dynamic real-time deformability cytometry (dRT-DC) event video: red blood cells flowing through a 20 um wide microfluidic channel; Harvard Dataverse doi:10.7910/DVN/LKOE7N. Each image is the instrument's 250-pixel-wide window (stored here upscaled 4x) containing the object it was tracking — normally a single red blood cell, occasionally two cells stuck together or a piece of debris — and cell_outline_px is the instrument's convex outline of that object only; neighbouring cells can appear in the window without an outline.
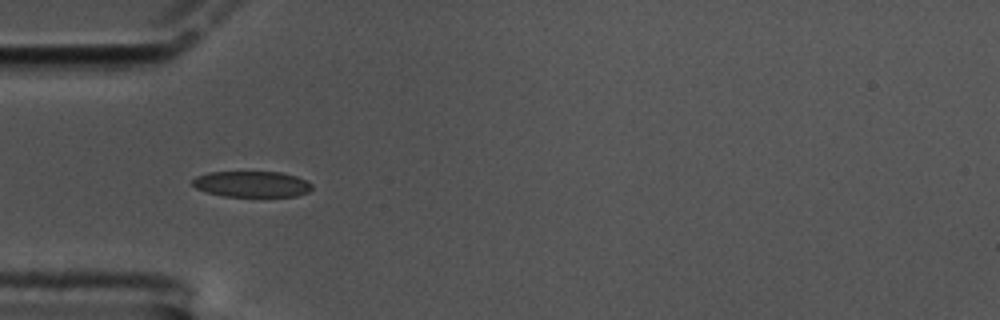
{"species": "common noctule bat (a hibernating species)", "species_latin": "Nyctalus noctula", "temperature_condition": "cold", "stored_images_in_passage": 43, "camera_frame_rate_fps": 3000, "um_per_image_px": 0.085, "animal": {"sex": "male", "body_mass_g": 17.5, "forearm_length_mm": 52.3}, "frame": {"image": 1, "passage_image": 1, "time_ms": 0.0, "image_size_px": [1000, 320], "cell_outline_px": [[312, 188], [308, 192], [296, 196], [224, 196], [208, 192], [196, 188], [192, 184], [192, 180], [196, 176], [208, 172], [280, 172], [296, 176], [312, 184]], "centroid_in_image_um": [21.39, 15.64], "position_along_channel_um": 63.6, "area_um2": 17.92}}
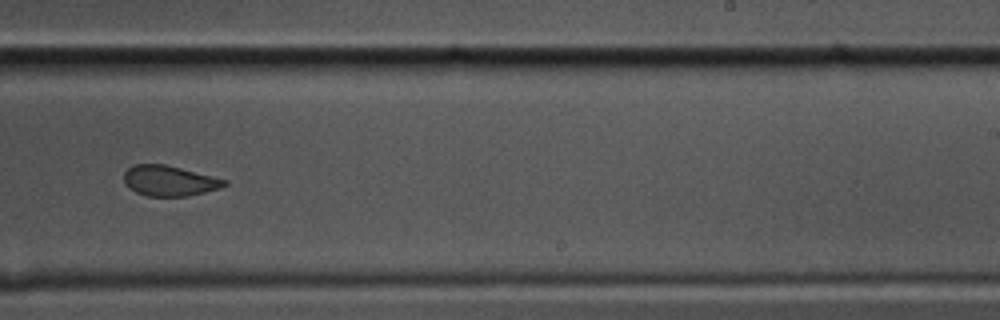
{"frame": {"image": 2, "passage_image": 20, "time_ms": 6.333, "image_size_px": [1000, 320], "cell_outline_px": [[228, 184], [220, 188], [188, 196], [148, 196], [136, 192], [128, 188], [124, 184], [124, 172], [132, 164], [164, 164], [228, 180]], "centroid_in_image_um": [14.36, 15.37], "position_along_channel_um": 274.6, "area_um2": 17.8}}
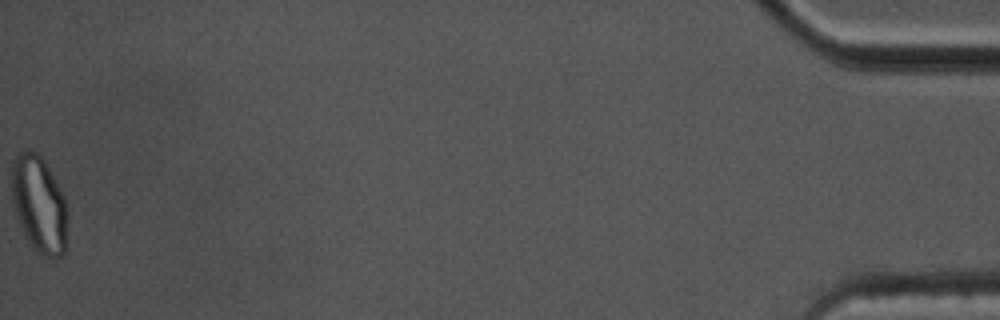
{"frame": {"image": 3, "passage_image": 43, "time_ms": 14.0, "image_size_px": [1000, 320], "cell_outline_px": [[68, 216], [64, 252], [60, 256], [52, 260], [36, 252], [28, 240], [16, 212], [12, 200], [12, 160], [20, 152], [28, 148], [36, 152], [44, 160], [64, 196]], "centroid_in_image_um": [3.34, 17.36], "position_along_channel_um": 431.9, "area_um2": 31.33}, "authors_computed_cell_mechanics": {"area_um2": 19.1318, "velocity_mm_per_s": 3.3485, "shape_relaxation_time_tau1_ms": 11.2813, "shape_relaxation_time_tau2_ms": 2.0612, "deformation_change_tau1": 0.1882, "deformation_change_tau2": 0.0784}}